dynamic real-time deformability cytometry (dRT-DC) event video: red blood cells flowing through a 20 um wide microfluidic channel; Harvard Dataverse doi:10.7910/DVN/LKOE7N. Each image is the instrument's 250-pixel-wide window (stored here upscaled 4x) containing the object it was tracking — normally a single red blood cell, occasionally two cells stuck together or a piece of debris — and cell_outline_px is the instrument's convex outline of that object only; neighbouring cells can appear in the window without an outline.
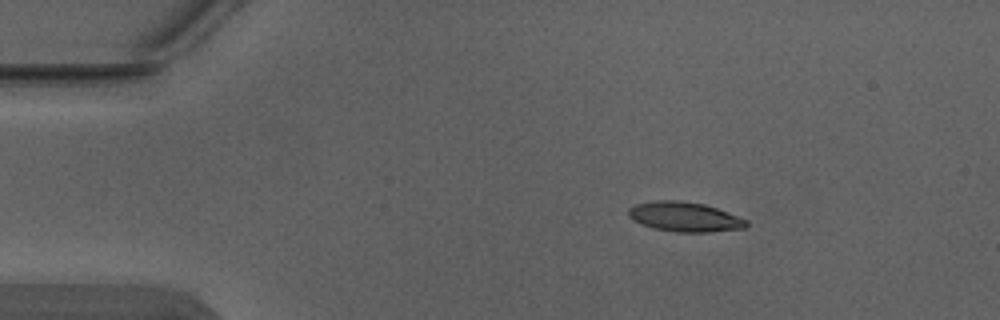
{"species": "Egyptian fruit bat (a non-hibernating species)", "species_latin": "Rousettus aegyptiacus", "temperature_condition": "warm", "stored_images_in_passage": 3, "camera_frame_rate_fps": 3000, "um_per_image_px": 0.085, "animal": {"sex": "male"}, "frame": {"image": 1, "passage_image": 1, "time_ms": 0.0, "image_size_px": [1000, 320], "cell_outline_px": [[748, 224], [744, 228], [708, 232], [676, 232], [652, 228], [640, 224], [632, 220], [628, 216], [628, 208], [636, 204], [656, 200], [680, 200], [704, 204], [716, 208], [748, 220]], "centroid_in_image_um": [58.15, 18.43], "position_along_channel_um": 26.8, "area_um2": 20.46}}
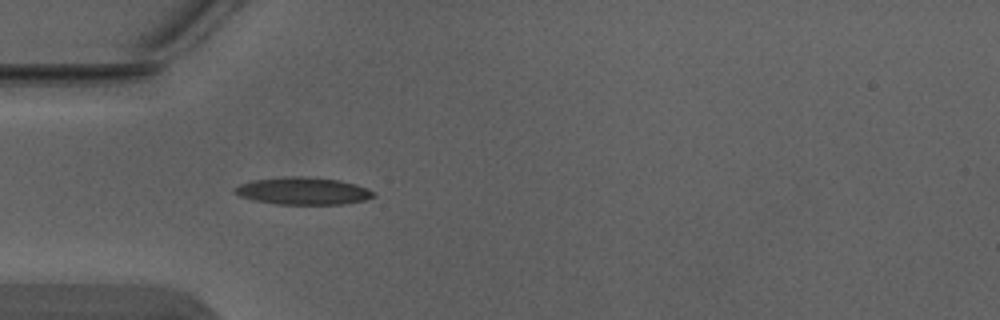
{"frame": {"image": 2, "passage_image": 3, "time_ms": 0.667, "image_size_px": [1000, 320], "cell_outline_px": [[376, 196], [364, 200], [344, 204], [276, 204], [256, 200], [240, 196], [232, 192], [232, 188], [240, 184], [252, 180], [284, 176], [300, 176], [336, 180], [356, 184], [376, 192]], "centroid_in_image_um": [25.73, 16.23], "position_along_channel_um": 59.3, "area_um2": 22.08}}